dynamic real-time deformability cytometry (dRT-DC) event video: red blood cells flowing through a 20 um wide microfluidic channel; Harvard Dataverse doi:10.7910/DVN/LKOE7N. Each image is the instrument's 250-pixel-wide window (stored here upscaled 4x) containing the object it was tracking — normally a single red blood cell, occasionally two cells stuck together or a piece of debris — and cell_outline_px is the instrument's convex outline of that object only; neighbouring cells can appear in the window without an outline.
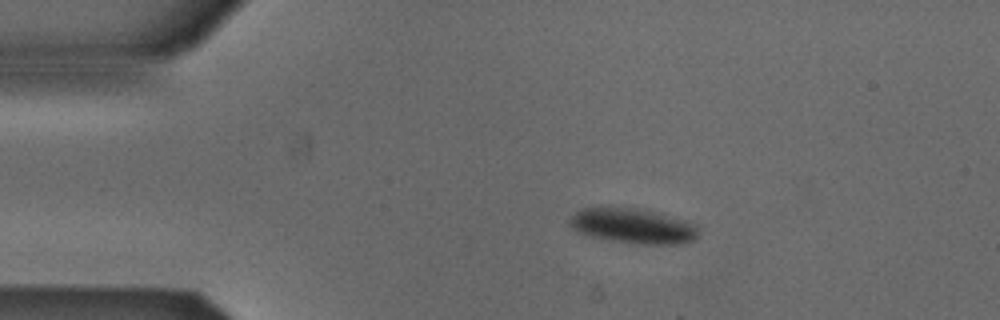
{"species": "Egyptian fruit bat (a non-hibernating species)", "species_latin": "Rousettus aegyptiacus", "temperature_condition": "cold", "stored_images_in_passage": 5, "camera_frame_rate_fps": 3000, "um_per_image_px": 0.085, "animal": {"sex": "male"}, "frame": {"image": 1, "passage_image": 2, "time_ms": 0.333, "image_size_px": [1000, 320], "cell_outline_px": [[696, 240], [684, 244], [640, 244], [584, 236], [576, 232], [568, 224], [568, 220], [576, 212], [584, 208], [636, 208], [684, 220], [696, 224]], "centroid_in_image_um": [53.76, 19.23], "position_along_channel_um": 31.2, "area_um2": 26.13}}
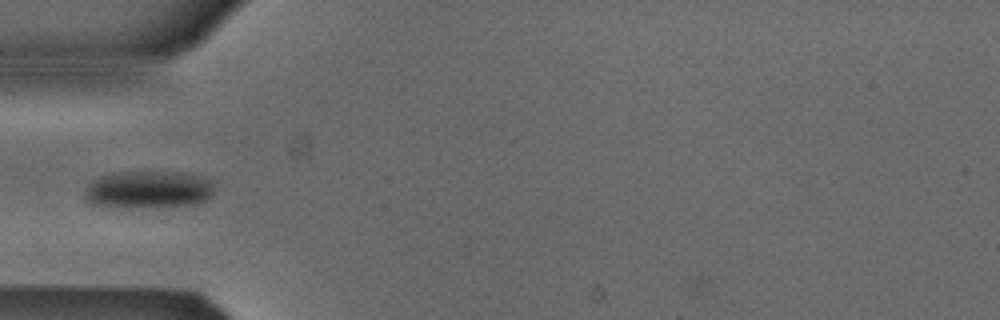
{"frame": {"image": 2, "passage_image": 4, "time_ms": 1.0, "image_size_px": [1000, 320], "cell_outline_px": [[212, 196], [208, 200], [192, 204], [144, 208], [112, 208], [92, 204], [84, 196], [84, 188], [92, 180], [100, 176], [112, 172], [184, 172], [204, 176], [212, 180]], "centroid_in_image_um": [12.58, 16.12], "position_along_channel_um": 72.4, "area_um2": 29.02}}
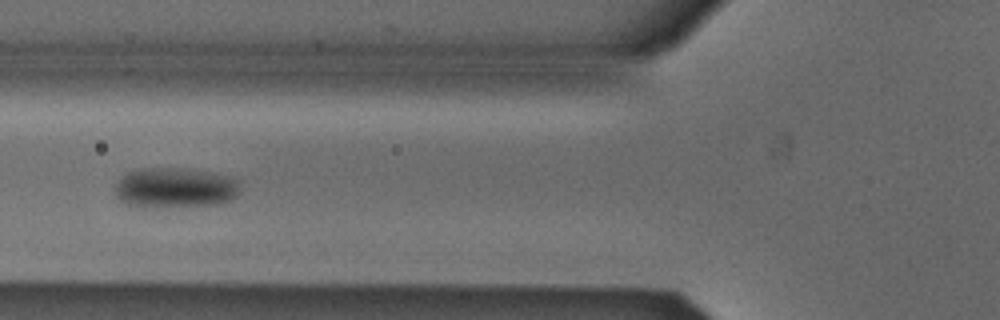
{"frame": {"image": 3, "passage_image": 5, "time_ms": 1.333, "image_size_px": [1000, 320], "cell_outline_px": [[240, 184], [236, 196], [232, 200], [220, 204], [128, 204], [120, 200], [116, 196], [116, 184], [128, 172], [140, 168], [184, 168], [232, 176], [240, 180]], "centroid_in_image_um": [14.96, 15.89], "position_along_channel_um": 110.8, "area_um2": 28.21}}